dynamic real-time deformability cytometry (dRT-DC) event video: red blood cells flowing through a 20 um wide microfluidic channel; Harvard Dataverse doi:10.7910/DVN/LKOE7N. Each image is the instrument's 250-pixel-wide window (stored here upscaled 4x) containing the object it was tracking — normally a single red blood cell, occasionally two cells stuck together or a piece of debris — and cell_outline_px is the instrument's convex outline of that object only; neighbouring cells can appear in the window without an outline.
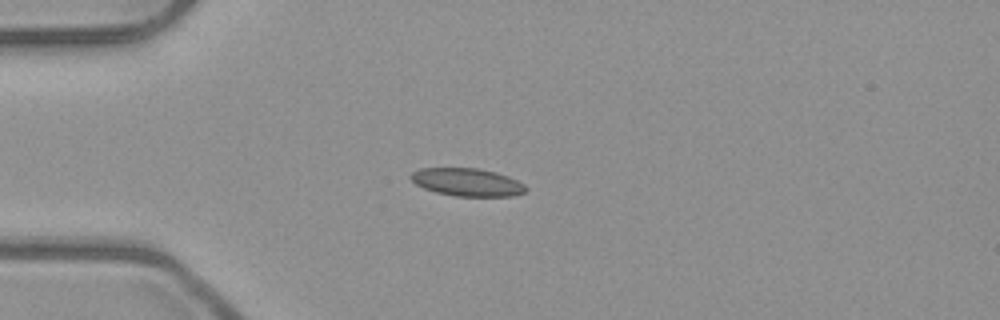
{"species": "common noctule bat (a hibernating species)", "species_latin": "Nyctalus noctula", "temperature_condition": "room temperature", "stored_images_in_passage": 7, "camera_frame_rate_fps": 3000, "um_per_image_px": 0.085, "animal": {"sex": "male", "body_mass_g": 23.1, "forearm_length_mm": 52.7}, "frame": {"image": 1, "passage_image": 4, "time_ms": 1.0, "image_size_px": [1000, 320], "cell_outline_px": [[528, 188], [524, 192], [512, 196], [456, 196], [436, 192], [424, 188], [416, 184], [408, 176], [412, 172], [420, 168], [476, 168], [496, 172], [508, 176], [524, 184]], "centroid_in_image_um": [39.7, 15.48], "position_along_channel_um": 45.3, "area_um2": 18.61}}
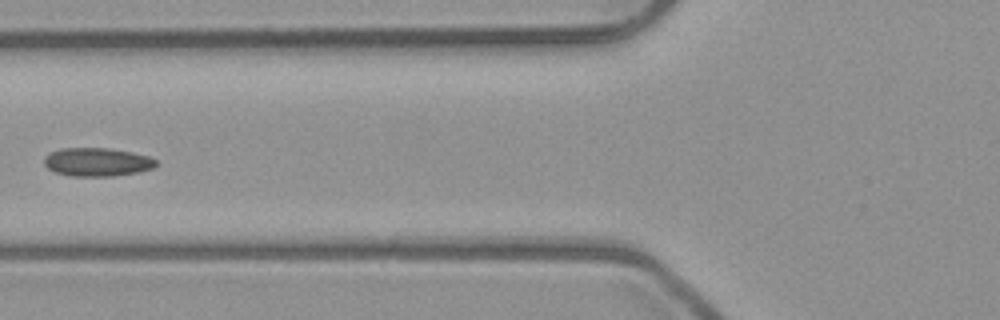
{"frame": {"image": 2, "passage_image": 6, "time_ms": 1.667, "image_size_px": [1000, 320], "cell_outline_px": [[156, 164], [152, 168], [140, 172], [112, 176], [72, 176], [56, 172], [48, 168], [44, 164], [44, 156], [60, 148], [108, 148], [132, 152], [148, 156], [156, 160]], "centroid_in_image_um": [8.25, 13.77], "position_along_channel_um": 117.6, "area_um2": 18.5}}
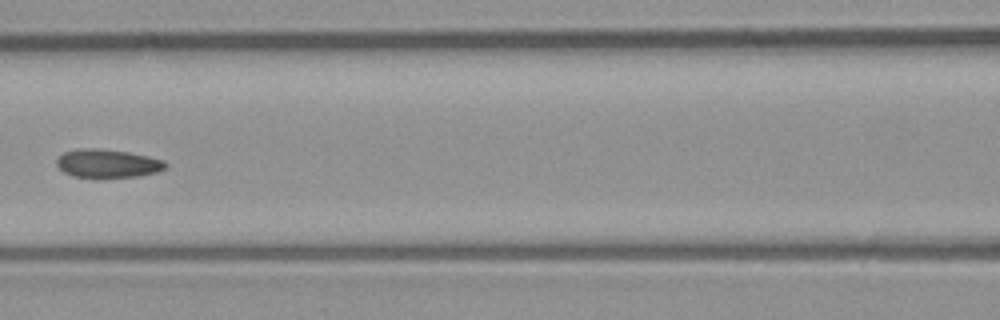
{"frame": {"image": 3, "passage_image": 7, "time_ms": 2.0, "image_size_px": [1000, 320], "cell_outline_px": [[168, 164], [164, 168], [156, 172], [140, 176], [100, 180], [72, 176], [64, 172], [56, 164], [56, 160], [64, 152], [84, 148], [96, 148], [128, 152], [148, 156], [164, 160]], "centroid_in_image_um": [9.14, 13.94], "position_along_channel_um": 157.5, "area_um2": 18.55}}